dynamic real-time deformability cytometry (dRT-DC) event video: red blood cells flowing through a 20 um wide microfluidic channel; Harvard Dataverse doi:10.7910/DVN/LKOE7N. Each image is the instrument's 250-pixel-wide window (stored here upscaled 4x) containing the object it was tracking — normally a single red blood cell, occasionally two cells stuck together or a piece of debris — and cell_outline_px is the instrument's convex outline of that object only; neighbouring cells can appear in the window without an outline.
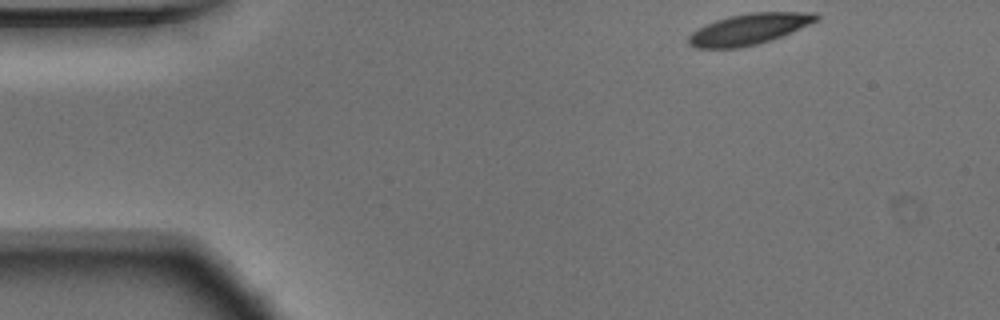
{"species": "Egyptian fruit bat (a non-hibernating species)", "species_latin": "Rousettus aegyptiacus", "temperature_condition": "warm", "stored_images_in_passage": 48, "camera_frame_rate_fps": 3000, "um_per_image_px": 0.085, "animal": {"sex": "male"}, "frame": {"image": 1, "passage_image": 1, "time_ms": 0.0, "image_size_px": [1000, 320], "cell_outline_px": [[820, 16], [816, 20], [808, 24], [780, 36], [756, 44], [740, 48], [696, 48], [688, 44], [688, 36], [692, 32], [716, 20], [732, 16], [752, 12], [816, 12]], "centroid_in_image_um": [63.64, 2.47], "position_along_channel_um": 21.4, "area_um2": 22.48}}
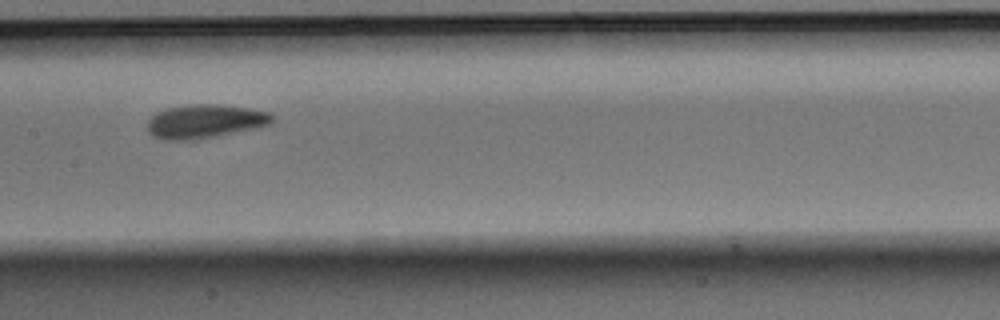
{"frame": {"image": 2, "passage_image": 21, "time_ms": 6.667, "image_size_px": [1000, 320], "cell_outline_px": [[276, 116], [268, 124], [256, 128], [192, 140], [164, 140], [152, 136], [148, 132], [148, 120], [156, 112], [168, 108], [192, 104], [220, 104], [248, 108], [268, 112]], "centroid_in_image_um": [17.4, 10.31], "position_along_channel_um": 190.0, "area_um2": 24.39}}
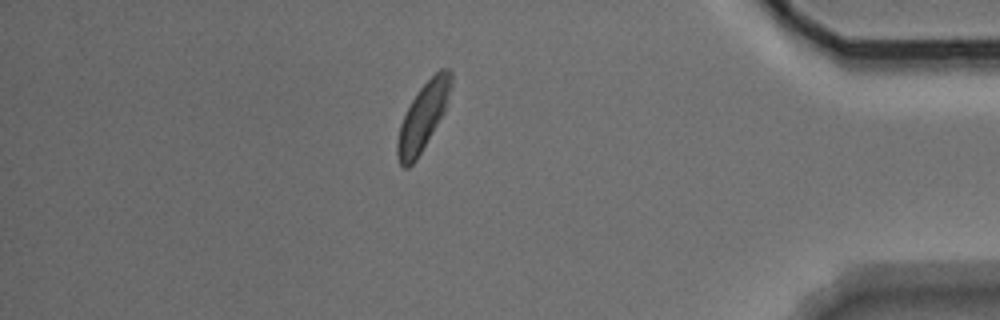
{"frame": {"image": 3, "passage_image": 41, "time_ms": 13.333, "image_size_px": [1000, 320], "cell_outline_px": [[452, 84], [444, 112], [416, 160], [408, 168], [404, 168], [400, 164], [396, 156], [396, 140], [400, 124], [412, 100], [420, 88], [440, 68], [452, 68]], "centroid_in_image_um": [35.95, 9.91], "position_along_channel_um": 399.3, "area_um2": 20.81}, "authors_computed_cell_mechanics": {"area_um2": 22.9755, "velocity_mm_per_s": 3.7077, "shape_relaxation_time_tau1_ms": 2.6444, "shape_relaxation_time_tau2_ms": 2.1925, "deformation_change_tau1": 0.11, "deformation_change_tau2": 0.069}}